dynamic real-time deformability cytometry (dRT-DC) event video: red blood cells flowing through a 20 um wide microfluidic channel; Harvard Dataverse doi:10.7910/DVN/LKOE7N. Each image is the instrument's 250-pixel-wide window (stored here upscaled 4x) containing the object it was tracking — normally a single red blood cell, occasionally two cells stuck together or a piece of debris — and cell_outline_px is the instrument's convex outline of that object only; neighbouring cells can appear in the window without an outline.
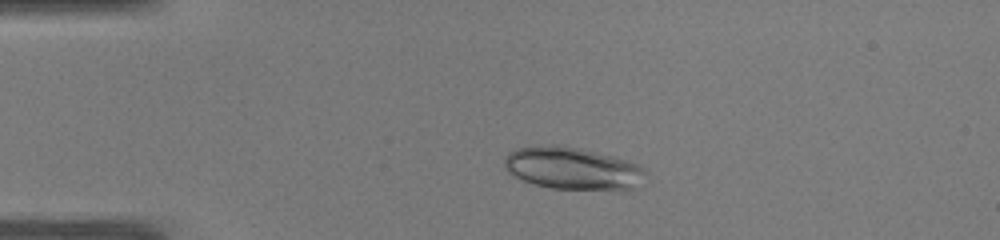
{"species": "common noctule bat (a hibernating species)", "species_latin": "Nyctalus noctula", "temperature_condition": "warm", "stored_images_in_passage": 39, "camera_frame_rate_fps": 3000, "um_per_image_px": 0.085, "animal": {"sex": "male", "body_mass_g": 19.0, "forearm_length_mm": 50.8}, "frame": {"image": 1, "passage_image": 1, "time_ms": 0.0, "image_size_px": [1000, 240], "cell_outline_px": [[648, 176], [632, 188], [616, 192], [552, 188], [536, 184], [524, 180], [508, 172], [504, 168], [504, 160], [508, 152], [516, 148], [556, 144], [560, 144], [580, 148], [612, 156], [640, 164], [648, 172]], "centroid_in_image_um": [48.74, 14.33], "position_along_channel_um": 36.3, "area_um2": 35.55}}
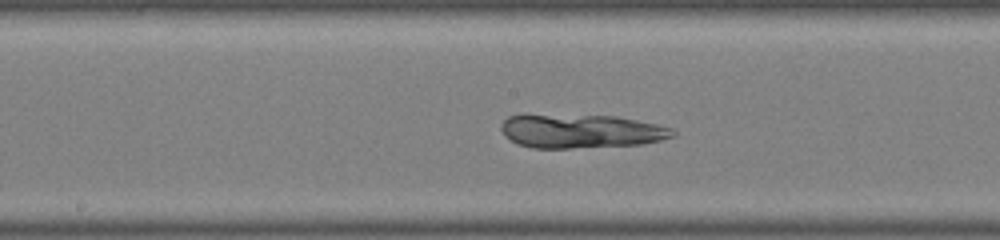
{"frame": {"image": 2, "passage_image": 16, "time_ms": 5.0, "image_size_px": [1000, 240], "cell_outline_px": [[676, 136], [644, 144], [572, 148], [532, 148], [516, 144], [504, 136], [500, 128], [500, 124], [508, 116], [524, 112], [616, 116], [656, 124], [672, 128], [676, 132]], "centroid_in_image_um": [49.28, 11.11], "position_along_channel_um": 198.9, "area_um2": 35.03}}
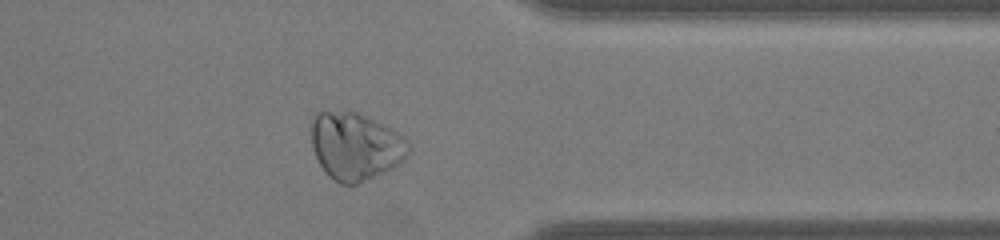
{"frame": {"image": 3, "passage_image": 30, "time_ms": 9.667, "image_size_px": [1000, 240], "cell_outline_px": [[412, 148], [404, 160], [392, 168], [384, 172], [356, 184], [340, 184], [328, 176], [324, 172], [312, 148], [312, 116], [316, 112], [356, 112], [396, 132], [408, 140]], "centroid_in_image_um": [30.21, 12.45], "position_along_channel_um": 381.2, "area_um2": 37.86}}